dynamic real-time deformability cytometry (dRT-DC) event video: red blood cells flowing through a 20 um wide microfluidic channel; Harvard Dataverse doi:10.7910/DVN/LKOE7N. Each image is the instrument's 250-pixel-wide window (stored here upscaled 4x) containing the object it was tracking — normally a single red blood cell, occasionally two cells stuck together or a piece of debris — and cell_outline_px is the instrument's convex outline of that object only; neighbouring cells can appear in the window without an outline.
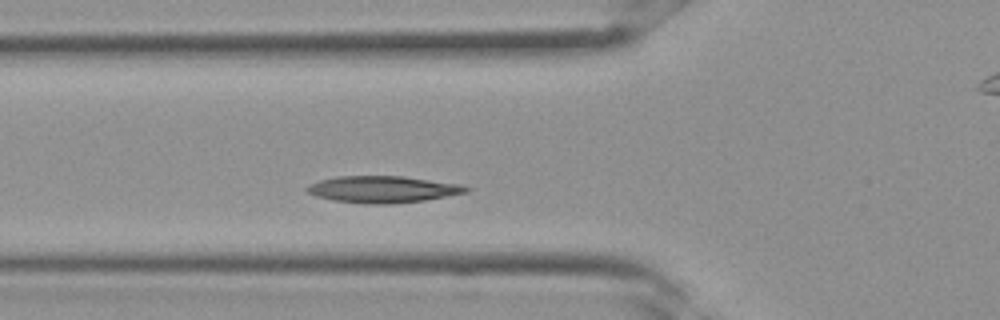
{"species": "Egyptian fruit bat (a non-hibernating species)", "species_latin": "Rousettus aegyptiacus", "temperature_condition": "room temperature", "stored_images_in_passage": 29, "camera_frame_rate_fps": 3000, "um_per_image_px": 0.085, "frame": {"image": 1, "passage_image": 6, "time_ms": 1.667, "image_size_px": [1000, 320], "cell_outline_px": [[472, 188], [468, 192], [424, 200], [388, 204], [368, 204], [332, 200], [316, 196], [308, 192], [304, 188], [308, 184], [320, 180], [336, 176], [404, 176], [460, 184]], "centroid_in_image_um": [32.52, 16.09], "position_along_channel_um": 93.3, "area_um2": 24.8}}
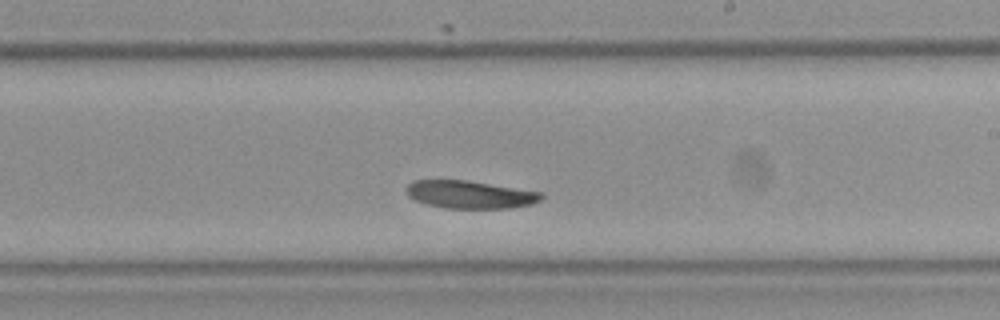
{"frame": {"image": 2, "passage_image": 14, "time_ms": 4.333, "image_size_px": [1000, 320], "cell_outline_px": [[544, 196], [540, 200], [532, 204], [512, 208], [448, 208], [428, 204], [416, 200], [408, 196], [404, 188], [412, 180], [468, 180], [544, 192]], "centroid_in_image_um": [39.98, 16.52], "position_along_channel_um": 249.0, "area_um2": 22.02}}
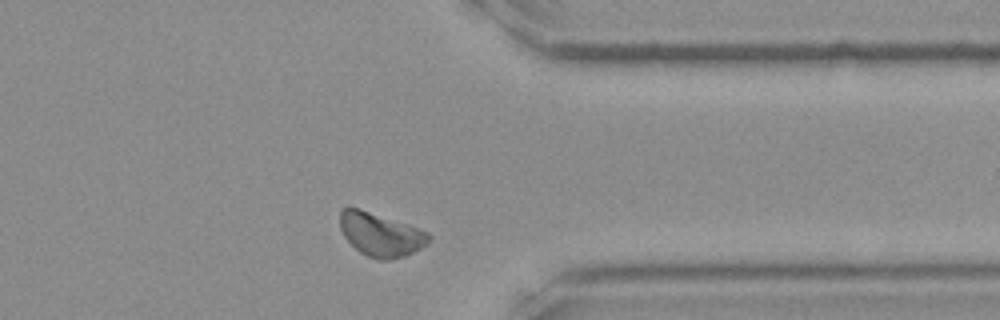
{"frame": {"image": 3, "passage_image": 21, "time_ms": 6.667, "image_size_px": [1000, 320], "cell_outline_px": [[432, 236], [428, 244], [404, 256], [392, 260], [380, 260], [368, 256], [360, 252], [344, 236], [340, 228], [340, 208], [348, 204], [408, 224], [428, 232]], "centroid_in_image_um": [32.33, 19.9], "position_along_channel_um": 379.1, "area_um2": 22.77}}